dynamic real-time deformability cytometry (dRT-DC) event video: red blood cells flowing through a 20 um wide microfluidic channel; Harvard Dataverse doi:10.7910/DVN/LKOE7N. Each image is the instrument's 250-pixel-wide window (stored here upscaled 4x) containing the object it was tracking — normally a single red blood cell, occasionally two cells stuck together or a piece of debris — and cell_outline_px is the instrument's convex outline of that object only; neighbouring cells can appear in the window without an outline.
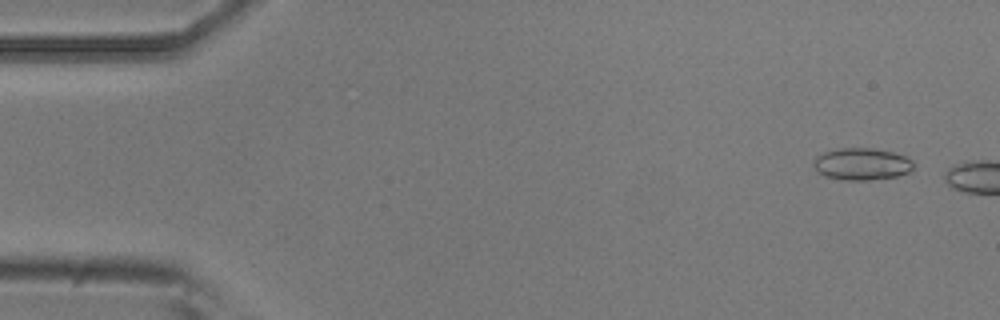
{"species": "common noctule bat (a hibernating species)", "species_latin": "Nyctalus noctula", "temperature_condition": "room temperature", "stored_images_in_passage": 6, "camera_frame_rate_fps": 3000, "um_per_image_px": 0.085, "animal": {"sex": "male", "body_mass_g": 20.5, "forearm_length_mm": 52.5}, "frame": {"image": 1, "passage_image": 3, "time_ms": 0.667, "image_size_px": [1000, 320], "cell_outline_px": [[912, 168], [908, 172], [896, 176], [868, 180], [844, 180], [824, 176], [816, 172], [812, 164], [812, 160], [816, 156], [824, 152], [840, 148], [872, 148], [892, 152], [904, 156], [912, 160]], "centroid_in_image_um": [73.17, 13.94], "position_along_channel_um": 11.8, "area_um2": 18.67}}